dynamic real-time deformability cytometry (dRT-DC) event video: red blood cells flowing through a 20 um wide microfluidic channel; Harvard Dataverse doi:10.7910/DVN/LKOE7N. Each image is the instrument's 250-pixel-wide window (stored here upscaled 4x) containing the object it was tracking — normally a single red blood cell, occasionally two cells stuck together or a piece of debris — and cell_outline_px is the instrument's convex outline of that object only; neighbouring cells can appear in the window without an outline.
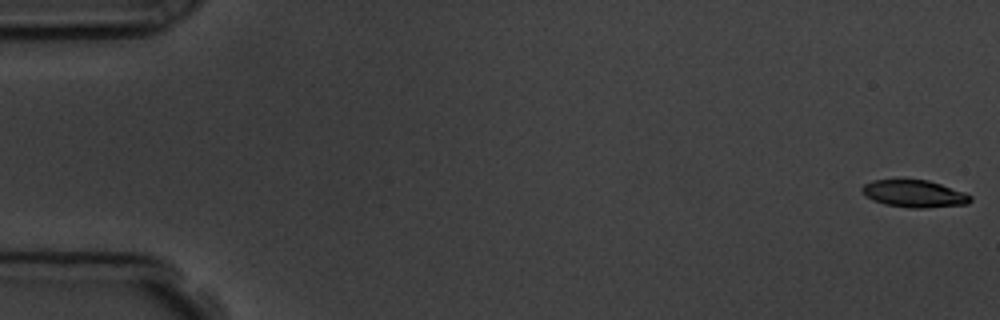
{"species": "common noctule bat (a hibernating species)", "species_latin": "Nyctalus noctula", "temperature_condition": "room temperature", "stored_images_in_passage": 6, "camera_frame_rate_fps": 3000, "um_per_image_px": 0.085, "animal": {"sex": "male", "body_mass_g": 19.5, "forearm_length_mm": 54.6}, "frame": {"image": 1, "passage_image": 1, "time_ms": 0.0, "image_size_px": [1000, 320], "cell_outline_px": [[972, 200], [968, 204], [924, 208], [912, 208], [884, 204], [872, 200], [864, 196], [860, 192], [860, 188], [864, 184], [872, 180], [928, 180], [964, 192], [972, 196]], "centroid_in_image_um": [77.68, 16.47], "position_along_channel_um": 7.3, "area_um2": 17.28}}
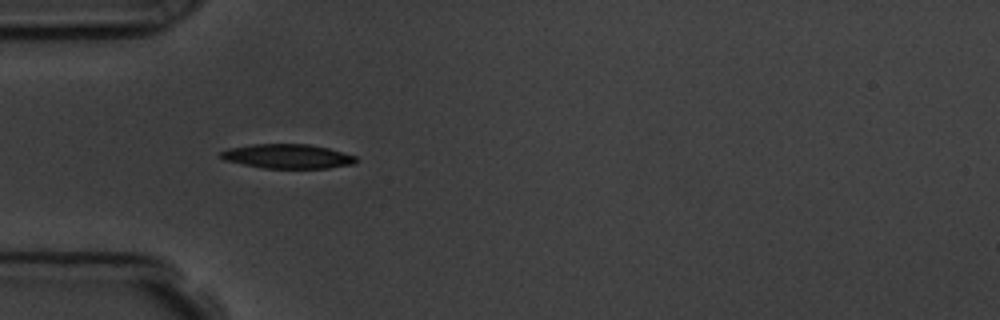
{"frame": {"image": 2, "passage_image": 5, "time_ms": 5.333, "image_size_px": [1000, 320], "cell_outline_px": [[356, 160], [352, 164], [328, 168], [264, 168], [224, 160], [216, 156], [220, 152], [228, 148], [252, 144], [308, 144], [328, 148], [356, 156]], "centroid_in_image_um": [24.38, 13.28], "position_along_channel_um": 60.6, "area_um2": 19.13}}